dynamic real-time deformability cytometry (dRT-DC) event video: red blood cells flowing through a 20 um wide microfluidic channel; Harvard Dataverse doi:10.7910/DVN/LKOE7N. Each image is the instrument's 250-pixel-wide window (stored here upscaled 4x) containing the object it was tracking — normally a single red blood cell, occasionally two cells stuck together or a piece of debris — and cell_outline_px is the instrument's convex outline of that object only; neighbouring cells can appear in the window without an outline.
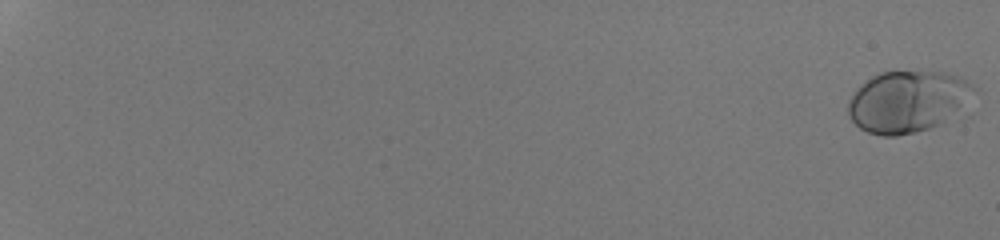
{"species": "human", "species_latin": "Homo sapiens", "temperature_condition": "room temperature", "stored_images_in_passage": 25, "camera_frame_rate_fps": 3000, "um_per_image_px": 0.085, "donor": {"sex": "male"}, "frame": {"image": 1, "passage_image": 1, "time_ms": 0.0, "image_size_px": [1000, 240], "cell_outline_px": [[976, 88], [960, 112], [940, 124], [928, 128], [896, 136], [884, 136], [868, 132], [860, 128], [852, 120], [848, 112], [848, 100], [856, 88], [860, 84], [872, 76], [880, 72], [944, 72], [956, 76], [964, 80]], "centroid_in_image_um": [77.12, 8.63], "position_along_channel_um": 7.9, "area_um2": 44.74}}
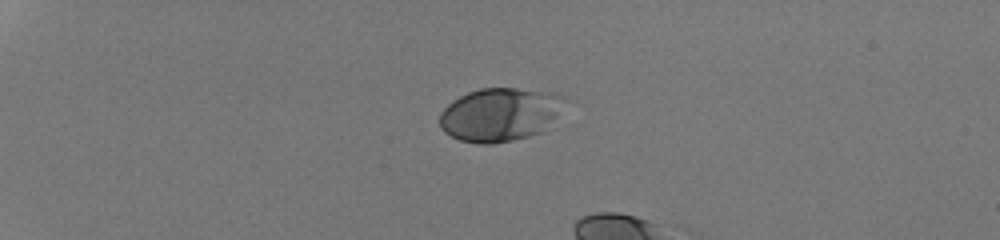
{"frame": {"image": 2, "passage_image": 17, "time_ms": 5.333, "image_size_px": [1000, 240], "cell_outline_px": [[568, 100], [556, 116], [540, 132], [528, 136], [512, 140], [492, 144], [476, 144], [460, 140], [444, 132], [440, 128], [440, 112], [452, 100], [468, 92], [480, 88], [516, 88], [552, 92], [564, 96]], "centroid_in_image_um": [42.47, 9.72], "position_along_channel_um": 42.5, "area_um2": 38.96}}